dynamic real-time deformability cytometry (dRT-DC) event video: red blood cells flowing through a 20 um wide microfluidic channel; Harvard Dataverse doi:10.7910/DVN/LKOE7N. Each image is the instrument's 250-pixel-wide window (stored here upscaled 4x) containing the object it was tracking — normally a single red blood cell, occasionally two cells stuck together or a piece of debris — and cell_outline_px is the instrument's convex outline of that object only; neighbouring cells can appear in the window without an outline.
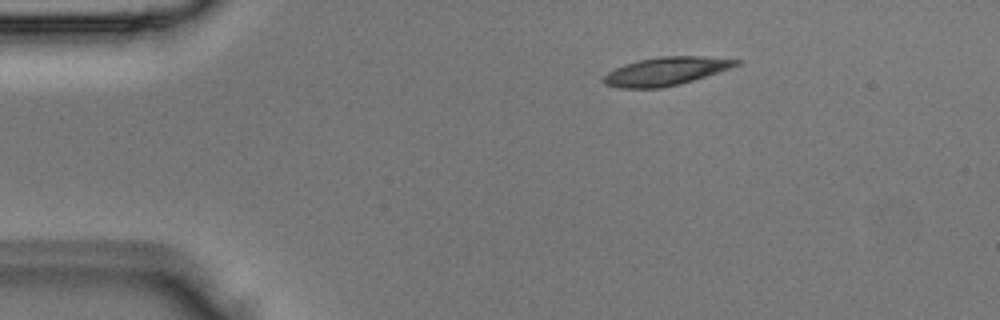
{"species": "Egyptian fruit bat (a non-hibernating species)", "species_latin": "Rousettus aegyptiacus", "temperature_condition": "room temperature", "stored_images_in_passage": 3, "camera_frame_rate_fps": 3000, "um_per_image_px": 0.085, "animal": {"sex": "male"}, "frame": {"image": 1, "passage_image": 3, "time_ms": 0.667, "image_size_px": [1000, 320], "cell_outline_px": [[740, 64], [732, 68], [680, 84], [660, 88], [620, 88], [604, 84], [600, 80], [608, 72], [624, 64], [640, 60], [660, 56], [700, 56], [740, 60]], "centroid_in_image_um": [56.58, 6.06], "position_along_channel_um": 28.4, "area_um2": 21.79}}